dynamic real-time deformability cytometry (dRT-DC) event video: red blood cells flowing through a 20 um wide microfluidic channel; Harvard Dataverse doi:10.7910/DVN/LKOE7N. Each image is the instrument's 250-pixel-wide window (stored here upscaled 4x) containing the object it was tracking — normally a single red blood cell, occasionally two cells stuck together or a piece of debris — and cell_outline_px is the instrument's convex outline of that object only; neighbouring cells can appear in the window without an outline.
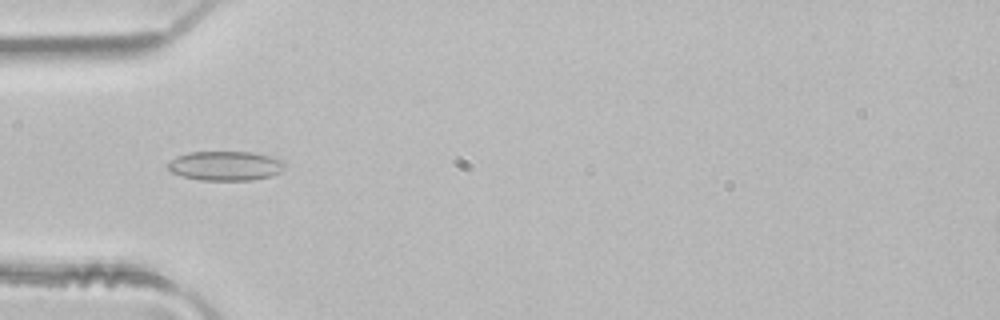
{"species": "common noctule bat (a hibernating species)", "species_latin": "Nyctalus noctula", "temperature_condition": "room temperature", "stored_images_in_passage": 47, "camera_frame_rate_fps": 3000, "um_per_image_px": 0.085, "animal": {"sex": "male", "body_mass_g": 21.5, "forearm_length_mm": 52.0}, "frame": {"image": 1, "passage_image": 14, "time_ms": 4.333, "image_size_px": [1000, 320], "cell_outline_px": [[288, 164], [280, 172], [272, 176], [252, 180], [200, 180], [184, 176], [172, 172], [164, 164], [176, 156], [188, 152], [252, 152], [272, 156], [284, 160]], "centroid_in_image_um": [19.19, 14.08], "position_along_channel_um": 65.8, "area_um2": 20.35}}
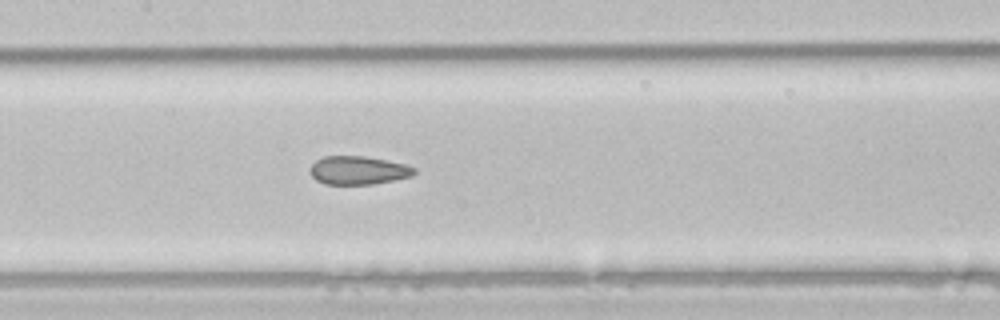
{"frame": {"image": 2, "passage_image": 22, "time_ms": 7.0, "image_size_px": [1000, 320], "cell_outline_px": [[416, 172], [412, 176], [372, 184], [324, 184], [316, 180], [312, 176], [312, 164], [316, 160], [324, 156], [364, 156], [404, 164], [416, 168]], "centroid_in_image_um": [30.45, 14.48], "position_along_channel_um": 176.9, "area_um2": 16.99}}
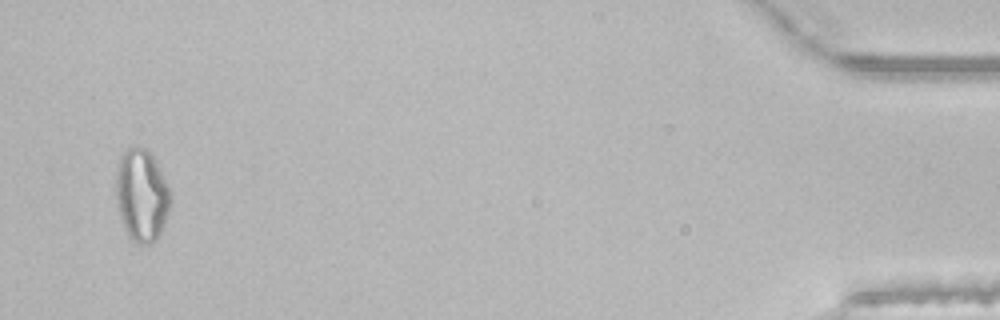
{"frame": {"image": 3, "passage_image": 46, "time_ms": 15.0, "image_size_px": [1000, 320], "cell_outline_px": [[172, 200], [168, 212], [160, 232], [156, 240], [148, 244], [140, 244], [132, 240], [128, 236], [124, 228], [120, 216], [116, 196], [116, 172], [120, 156], [124, 148], [144, 148], [152, 156], [172, 196]], "centroid_in_image_um": [12.02, 16.62], "position_along_channel_um": 423.2, "area_um2": 28.9}, "authors_computed_cell_mechanics": {"area_um2": 20.9814, "velocity_mm_per_s": 4.1558, "shape_relaxation_time_tau1_ms": 8.0431, "shape_relaxation_time_tau2_ms": 1.1406, "deformation_change_tau1": 0.1221, "deformation_change_tau2": 0.0728}}